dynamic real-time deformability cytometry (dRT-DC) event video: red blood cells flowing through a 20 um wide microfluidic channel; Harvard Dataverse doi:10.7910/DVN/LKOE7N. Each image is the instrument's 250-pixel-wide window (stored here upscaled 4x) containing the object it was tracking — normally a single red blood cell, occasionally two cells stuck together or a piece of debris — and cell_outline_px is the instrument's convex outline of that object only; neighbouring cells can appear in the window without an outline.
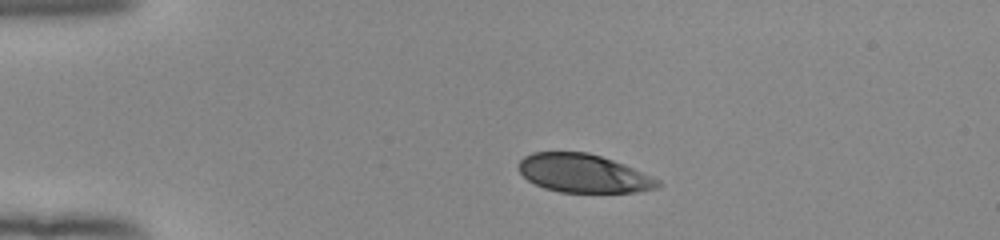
{"species": "human", "species_latin": "Homo sapiens", "temperature_condition": "room temperature", "stored_images_in_passage": 42, "camera_frame_rate_fps": 3000, "um_per_image_px": 0.085, "donor": {"sex": "female"}, "frame": {"image": 1, "passage_image": 1, "time_ms": 0.0, "image_size_px": [1000, 240], "cell_outline_px": [[660, 188], [636, 192], [560, 192], [544, 188], [528, 180], [516, 168], [516, 164], [524, 156], [532, 152], [588, 152], [624, 164], [652, 176], [660, 180]], "centroid_in_image_um": [49.58, 14.73], "position_along_channel_um": 35.4, "area_um2": 31.27}}
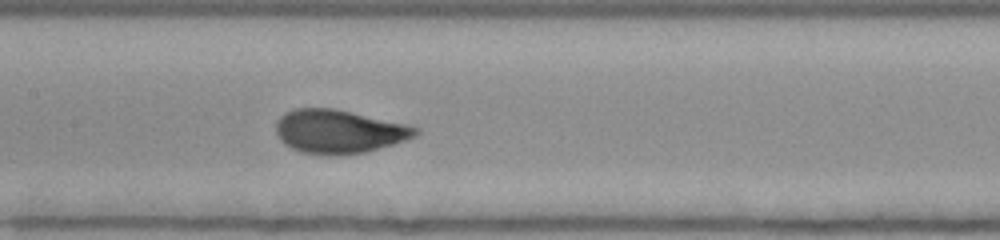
{"frame": {"image": 2, "passage_image": 16, "time_ms": 5.0, "image_size_px": [1000, 240], "cell_outline_px": [[420, 132], [416, 136], [392, 144], [364, 152], [328, 156], [324, 156], [300, 152], [284, 144], [280, 140], [276, 132], [276, 120], [284, 112], [296, 108], [332, 108], [412, 124], [420, 128]], "centroid_in_image_um": [28.81, 11.17], "position_along_channel_um": 178.6, "area_um2": 35.84}}
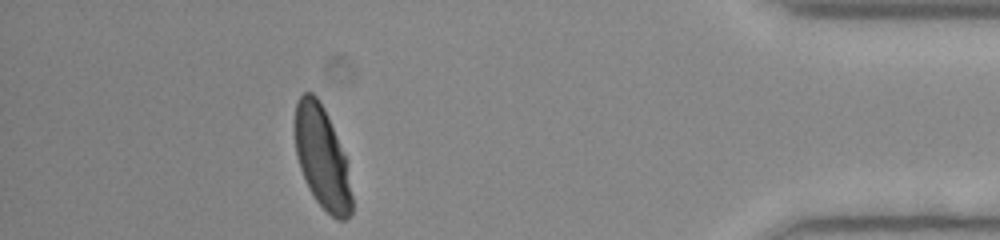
{"frame": {"image": 3, "passage_image": 37, "time_ms": 12.0, "image_size_px": [1000, 240], "cell_outline_px": [[352, 212], [344, 220], [336, 220], [316, 200], [308, 188], [300, 168], [296, 156], [292, 124], [292, 120], [296, 104], [300, 96], [304, 92], [312, 92], [316, 96], [324, 108], [328, 116], [344, 156], [352, 196]], "centroid_in_image_um": [27.31, 13.35], "position_along_channel_um": 407.9, "area_um2": 33.87}, "authors_computed_cell_mechanics": {"area_um2": 34.5066, "velocity_mm_per_s": 3.9124, "shape_relaxation_time_tau1_ms": 2.963, "shape_relaxation_time_tau2_ms": null, "deformation_change_tau1": 0.1656, "deformation_change_tau2": null}}